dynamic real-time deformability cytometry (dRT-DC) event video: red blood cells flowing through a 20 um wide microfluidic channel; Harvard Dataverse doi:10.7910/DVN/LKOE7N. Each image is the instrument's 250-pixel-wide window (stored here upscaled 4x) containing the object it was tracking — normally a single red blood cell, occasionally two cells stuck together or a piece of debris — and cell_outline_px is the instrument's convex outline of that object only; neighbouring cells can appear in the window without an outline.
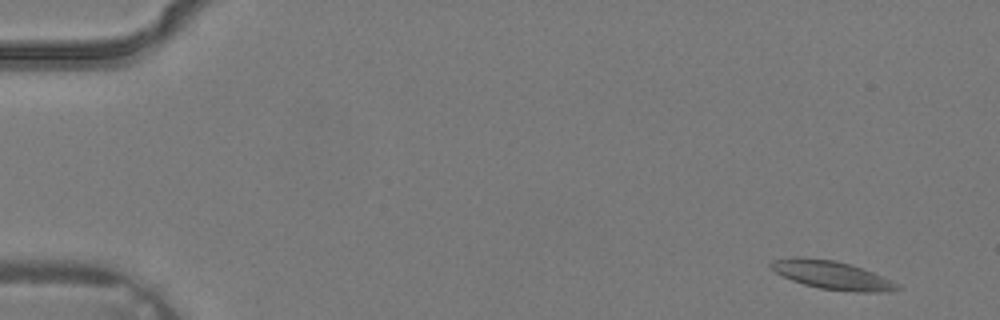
{"species": "common noctule bat (a hibernating species)", "species_latin": "Nyctalus noctula", "temperature_condition": "warm", "stored_images_in_passage": 3, "camera_frame_rate_fps": 3000, "um_per_image_px": 0.085, "animal": {"sex": "male", "body_mass_g": 19.2, "forearm_length_mm": 51.8}, "frame": {"image": 1, "passage_image": 1, "time_ms": 0.0, "image_size_px": [1000, 320], "cell_outline_px": [[900, 288], [888, 292], [856, 292], [820, 288], [804, 284], [792, 280], [776, 272], [768, 264], [772, 260], [792, 256], [804, 256], [836, 260], [872, 272], [900, 284]], "centroid_in_image_um": [70.69, 23.36], "position_along_channel_um": 14.3, "area_um2": 20.87}}